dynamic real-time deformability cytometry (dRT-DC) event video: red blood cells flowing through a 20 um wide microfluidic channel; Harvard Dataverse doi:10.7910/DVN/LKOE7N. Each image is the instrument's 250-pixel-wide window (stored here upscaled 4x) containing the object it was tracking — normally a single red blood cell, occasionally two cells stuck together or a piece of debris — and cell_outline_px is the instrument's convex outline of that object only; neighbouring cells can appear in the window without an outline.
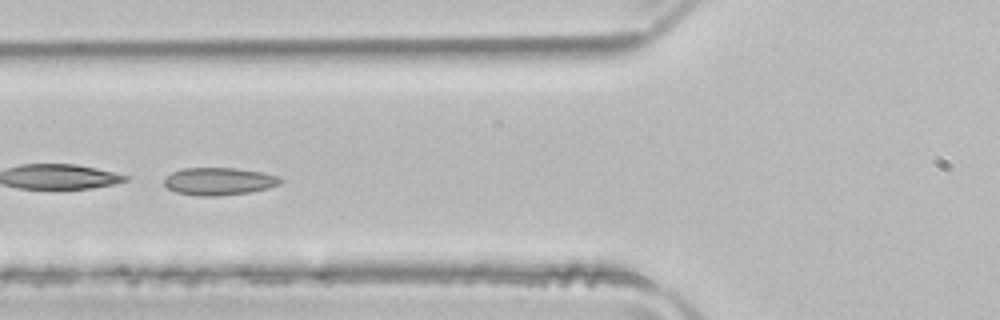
{"species": "common noctule bat (a hibernating species)", "species_latin": "Nyctalus noctula", "temperature_condition": "room temperature", "stored_images_in_passage": 36, "camera_frame_rate_fps": 3000, "um_per_image_px": 0.085, "animal": {"sex": "male", "body_mass_g": 21.5, "forearm_length_mm": 52.0}, "frame": {"image": 1, "passage_image": 11, "time_ms": 3.333, "image_size_px": [1000, 320], "cell_outline_px": [[284, 180], [280, 184], [268, 188], [252, 192], [216, 196], [196, 196], [176, 192], [168, 188], [164, 184], [164, 176], [180, 168], [236, 168], [264, 172], [280, 176]], "centroid_in_image_um": [18.63, 15.41], "position_along_channel_um": 107.2, "area_um2": 19.02}, "authors_computed_cell_mechanics": {"area_um2": 18.2359, "velocity_mm_per_s": 3.929, "shape_relaxation_time_tau1_ms": 0.418, "shape_relaxation_time_tau2_ms": 1.8827, "deformation_change_tau1": 0.2427, "deformation_change_tau2": 0.0859}}